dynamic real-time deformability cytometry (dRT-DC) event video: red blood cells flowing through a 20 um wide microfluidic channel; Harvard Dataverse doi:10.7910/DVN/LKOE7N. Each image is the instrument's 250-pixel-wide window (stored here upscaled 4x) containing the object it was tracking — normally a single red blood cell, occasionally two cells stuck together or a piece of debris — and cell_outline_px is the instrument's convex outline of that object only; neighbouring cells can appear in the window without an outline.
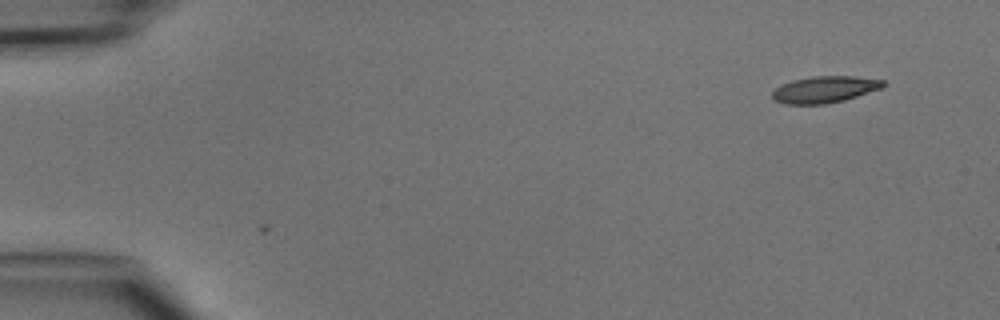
{"species": "common noctule bat (a hibernating species)", "species_latin": "Nyctalus noctula", "temperature_condition": "cold", "stored_images_in_passage": 2, "camera_frame_rate_fps": 3000, "um_per_image_px": 0.085, "animal": {"sex": "male", "body_mass_g": 15.6}, "frame": {"image": 1, "passage_image": 2, "time_ms": 1.333, "image_size_px": [1000, 320], "cell_outline_px": [[888, 84], [880, 88], [844, 100], [824, 104], [784, 104], [776, 100], [772, 96], [772, 92], [776, 88], [792, 80], [812, 76], [852, 76], [884, 80]], "centroid_in_image_um": [70.1, 7.6], "position_along_channel_um": 14.9, "area_um2": 16.99}}